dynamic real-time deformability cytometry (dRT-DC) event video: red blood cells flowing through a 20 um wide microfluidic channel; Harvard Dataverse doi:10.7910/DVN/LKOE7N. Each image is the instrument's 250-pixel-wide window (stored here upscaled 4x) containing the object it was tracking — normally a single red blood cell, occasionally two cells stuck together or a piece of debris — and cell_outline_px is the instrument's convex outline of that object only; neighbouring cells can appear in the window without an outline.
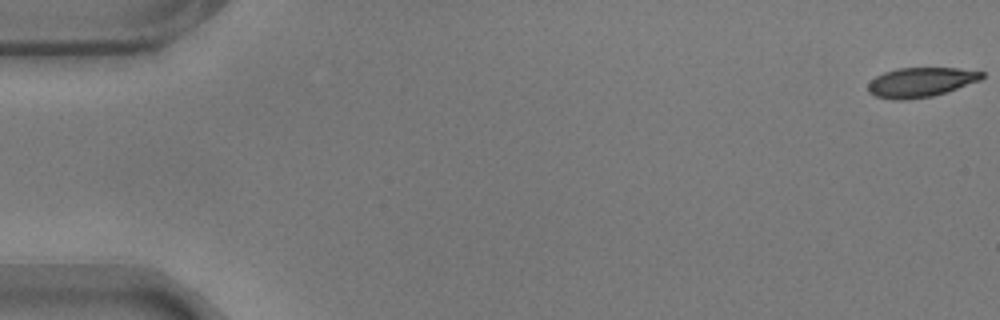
{"species": "common noctule bat (a hibernating species)", "species_latin": "Nyctalus noctula", "temperature_condition": "warm", "stored_images_in_passage": 8, "camera_frame_rate_fps": 3000, "um_per_image_px": 0.085, "animal": {"sex": "male", "body_mass_g": 17.9}, "frame": {"image": 1, "passage_image": 1, "time_ms": 0.0, "image_size_px": [1000, 320], "cell_outline_px": [[984, 76], [980, 80], [932, 96], [904, 100], [892, 100], [876, 96], [868, 92], [868, 84], [876, 76], [884, 72], [896, 68], [960, 68], [984, 72]], "centroid_in_image_um": [78.23, 6.98], "position_along_channel_um": 6.8, "area_um2": 19.48}}